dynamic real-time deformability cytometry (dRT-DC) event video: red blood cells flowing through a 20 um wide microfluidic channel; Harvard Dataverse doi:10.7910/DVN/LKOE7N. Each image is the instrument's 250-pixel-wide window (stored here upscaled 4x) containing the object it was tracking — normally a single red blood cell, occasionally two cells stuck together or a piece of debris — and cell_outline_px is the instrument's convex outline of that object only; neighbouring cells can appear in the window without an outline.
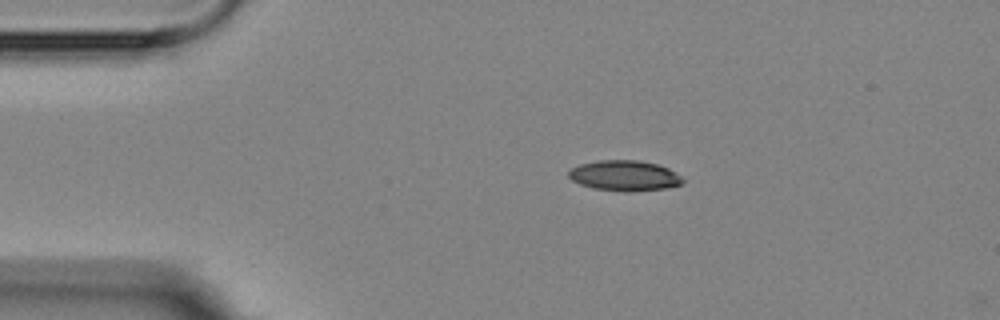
{"species": "Egyptian fruit bat (a non-hibernating species)", "species_latin": "Rousettus aegyptiacus", "temperature_condition": "room temperature", "stored_images_in_passage": 14, "camera_frame_rate_fps": 3000, "um_per_image_px": 0.085, "animal": {"sex": "female"}, "frame": {"image": 1, "passage_image": 1, "time_ms": 0.0, "image_size_px": [1000, 320], "cell_outline_px": [[684, 180], [680, 184], [668, 188], [632, 192], [624, 192], [592, 188], [580, 184], [572, 180], [568, 176], [568, 172], [572, 168], [580, 164], [596, 160], [640, 160], [656, 164], [668, 168], [680, 176]], "centroid_in_image_um": [53.06, 14.93], "position_along_channel_um": 31.9, "area_um2": 20.35}}
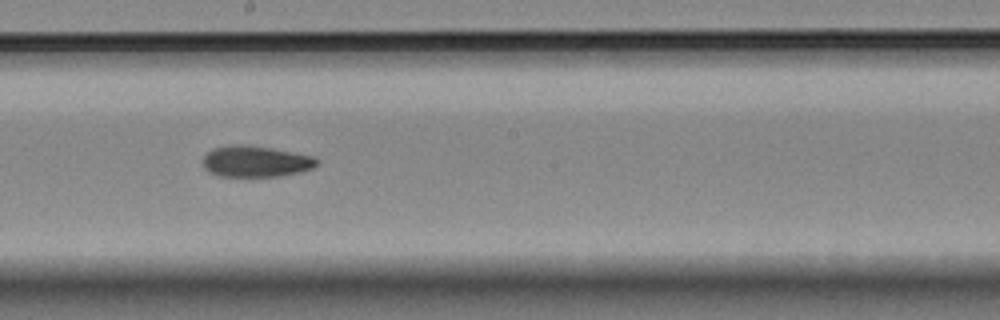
{"frame": {"image": 2, "passage_image": 7, "time_ms": 6.667, "image_size_px": [1000, 320], "cell_outline_px": [[320, 160], [312, 168], [300, 172], [280, 176], [220, 176], [208, 172], [204, 168], [204, 156], [212, 148], [232, 144], [244, 144], [272, 148], [316, 156]], "centroid_in_image_um": [21.75, 13.71], "position_along_channel_um": 226.4, "area_um2": 20.87}}
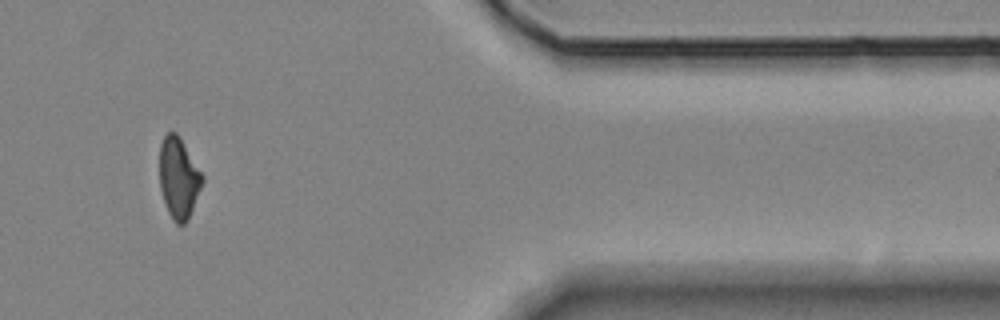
{"frame": {"image": 3, "passage_image": 12, "time_ms": 12.333, "image_size_px": [1000, 320], "cell_outline_px": [[204, 180], [188, 220], [184, 224], [176, 224], [172, 220], [168, 212], [160, 188], [160, 144], [164, 136], [168, 132], [176, 132], [180, 136], [204, 176]], "centroid_in_image_um": [15.19, 15.12], "position_along_channel_um": 396.2, "area_um2": 20.23}, "authors_computed_cell_mechanics": {"area_um2": 20.6057, "velocity_mm_per_s": 3.5594, "shape_relaxation_time_tau1_ms": 8.0021, "shape_relaxation_time_tau2_ms": 11.3211, "deformation_change_tau1": 0.1671, "deformation_change_tau2": 0.2015}}